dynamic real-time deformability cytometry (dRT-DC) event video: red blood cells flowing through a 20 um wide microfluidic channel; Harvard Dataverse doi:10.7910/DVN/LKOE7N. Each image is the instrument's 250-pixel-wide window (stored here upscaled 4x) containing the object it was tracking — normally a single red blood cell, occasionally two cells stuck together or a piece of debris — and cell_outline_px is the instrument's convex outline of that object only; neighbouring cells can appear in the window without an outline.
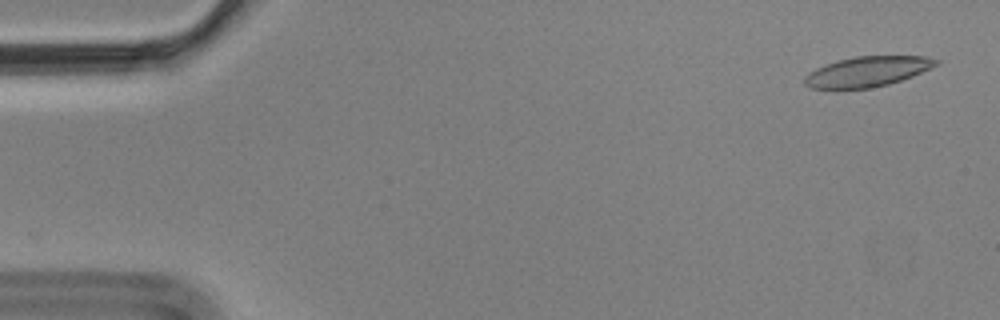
{"species": "Egyptian fruit bat (a non-hibernating species)", "species_latin": "Rousettus aegyptiacus", "temperature_condition": "cold", "stored_images_in_passage": 5, "camera_frame_rate_fps": 3000, "um_per_image_px": 0.085, "animal": {"sex": "male"}, "frame": {"image": 1, "passage_image": 1, "time_ms": 0.0, "image_size_px": [1000, 320], "cell_outline_px": [[940, 64], [912, 76], [888, 84], [868, 88], [836, 92], [808, 88], [804, 84], [804, 76], [808, 72], [816, 68], [836, 60], [856, 56], [924, 56], [940, 60]], "centroid_in_image_um": [73.62, 6.13], "position_along_channel_um": 11.4, "area_um2": 23.93}}